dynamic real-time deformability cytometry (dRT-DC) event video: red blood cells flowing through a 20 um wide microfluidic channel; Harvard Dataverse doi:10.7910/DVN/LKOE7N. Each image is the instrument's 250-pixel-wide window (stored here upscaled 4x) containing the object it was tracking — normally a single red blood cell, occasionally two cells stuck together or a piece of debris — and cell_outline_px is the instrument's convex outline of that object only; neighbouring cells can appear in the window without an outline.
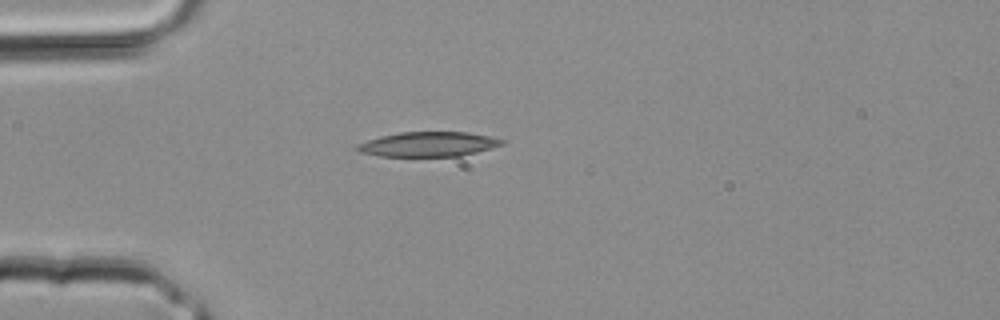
{"species": "common noctule bat (a hibernating species)", "species_latin": "Nyctalus noctula", "temperature_condition": "room temperature", "stored_images_in_passage": 2, "camera_frame_rate_fps": 3000, "um_per_image_px": 0.085, "animal": {"sex": "male", "body_mass_g": 20.4}, "frame": {"image": 1, "passage_image": 2, "time_ms": 0.333, "image_size_px": [1000, 320], "cell_outline_px": [[504, 144], [492, 148], [460, 156], [380, 156], [360, 152], [356, 148], [356, 144], [380, 136], [400, 132], [468, 132], [488, 136], [504, 140]], "centroid_in_image_um": [36.4, 12.26], "position_along_channel_um": 48.6, "area_um2": 20.75}}